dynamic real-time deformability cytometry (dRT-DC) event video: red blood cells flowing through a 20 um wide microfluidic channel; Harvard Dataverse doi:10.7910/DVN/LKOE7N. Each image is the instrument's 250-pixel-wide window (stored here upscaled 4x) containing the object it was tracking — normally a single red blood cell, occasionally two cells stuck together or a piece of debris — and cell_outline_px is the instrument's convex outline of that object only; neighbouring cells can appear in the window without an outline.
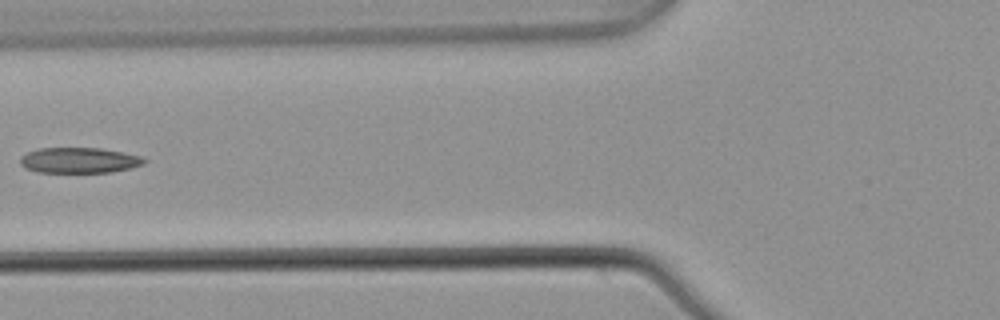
{"species": "common noctule bat (a hibernating species)", "species_latin": "Nyctalus noctula", "temperature_condition": "warm", "stored_images_in_passage": 5, "camera_frame_rate_fps": 3000, "um_per_image_px": 0.085, "animal": {"sex": "male", "body_mass_g": 21.5, "forearm_length_mm": 52.0}, "frame": {"image": 1, "passage_image": 5, "time_ms": 1.333, "image_size_px": [1000, 320], "cell_outline_px": [[148, 160], [144, 164], [132, 168], [112, 172], [36, 172], [24, 168], [20, 164], [20, 156], [28, 152], [40, 148], [100, 148], [144, 156]], "centroid_in_image_um": [6.76, 13.63], "position_along_channel_um": 119.0, "area_um2": 18.67}}